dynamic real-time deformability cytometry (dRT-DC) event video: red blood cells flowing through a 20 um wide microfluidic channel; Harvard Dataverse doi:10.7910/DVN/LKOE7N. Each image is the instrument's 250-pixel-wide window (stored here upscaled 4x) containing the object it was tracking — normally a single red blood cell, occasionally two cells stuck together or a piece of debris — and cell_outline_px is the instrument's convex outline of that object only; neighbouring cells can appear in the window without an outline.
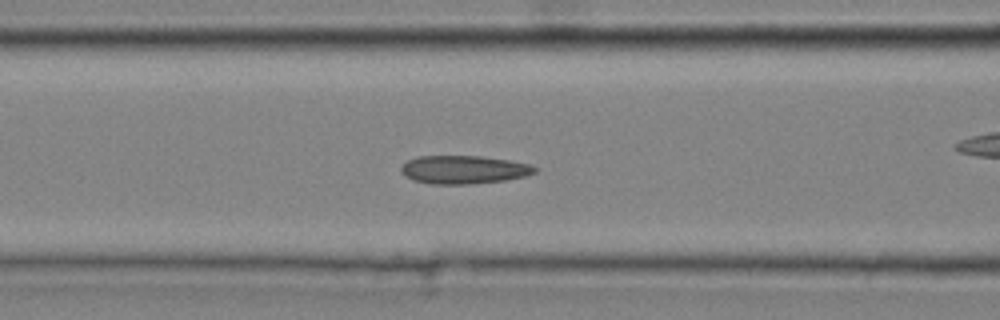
{"species": "common noctule bat (a hibernating species)", "species_latin": "Nyctalus noctula", "temperature_condition": "cold", "stored_images_in_passage": 37, "camera_frame_rate_fps": 3000, "um_per_image_px": 0.085, "animal": {"sex": "male", "body_mass_g": 20.4}, "frame": {"image": 1, "passage_image": 18, "time_ms": 5.667, "image_size_px": [1000, 320], "cell_outline_px": [[536, 172], [524, 176], [504, 180], [468, 184], [432, 184], [412, 180], [404, 176], [400, 172], [400, 168], [408, 160], [420, 156], [480, 156], [508, 160], [528, 164], [536, 168]], "centroid_in_image_um": [39.36, 14.42], "position_along_channel_um": 127.2, "area_um2": 21.85}}
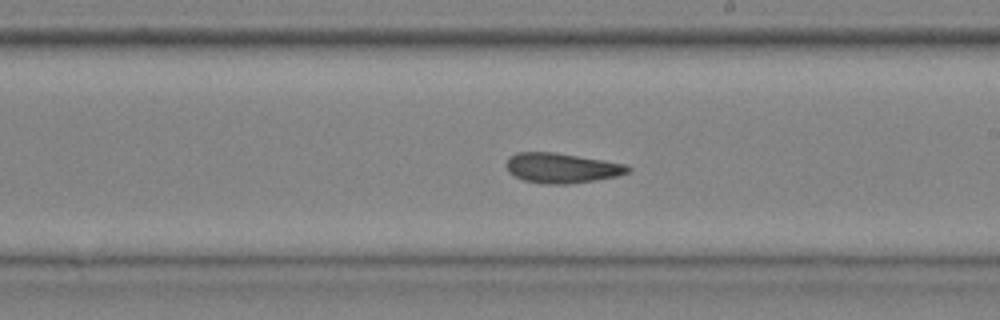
{"frame": {"image": 2, "passage_image": 26, "time_ms": 8.333, "image_size_px": [1000, 320], "cell_outline_px": [[632, 168], [628, 172], [616, 176], [568, 184], [548, 184], [524, 180], [508, 172], [504, 164], [508, 156], [516, 152], [556, 152], [628, 164]], "centroid_in_image_um": [47.71, 14.26], "position_along_channel_um": 241.3, "area_um2": 21.33}}
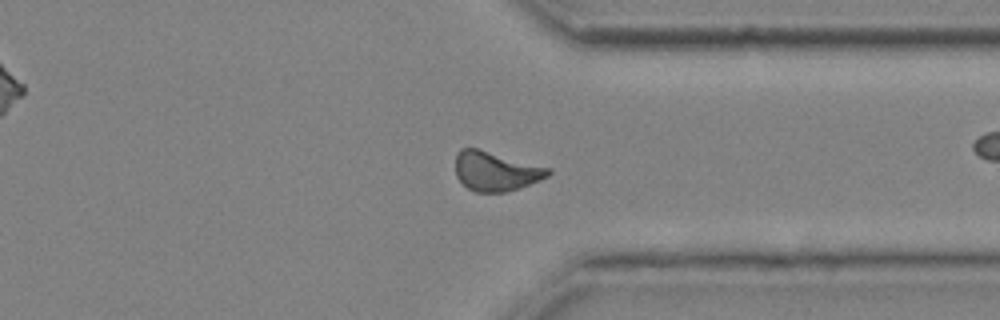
{"frame": {"image": 3, "passage_image": 35, "time_ms": 11.333, "image_size_px": [1000, 320], "cell_outline_px": [[552, 172], [548, 176], [540, 180], [520, 188], [508, 192], [476, 192], [468, 188], [456, 176], [456, 152], [460, 148], [476, 148], [552, 168]], "centroid_in_image_um": [42.16, 14.55], "position_along_channel_um": 369.2, "area_um2": 21.33}}